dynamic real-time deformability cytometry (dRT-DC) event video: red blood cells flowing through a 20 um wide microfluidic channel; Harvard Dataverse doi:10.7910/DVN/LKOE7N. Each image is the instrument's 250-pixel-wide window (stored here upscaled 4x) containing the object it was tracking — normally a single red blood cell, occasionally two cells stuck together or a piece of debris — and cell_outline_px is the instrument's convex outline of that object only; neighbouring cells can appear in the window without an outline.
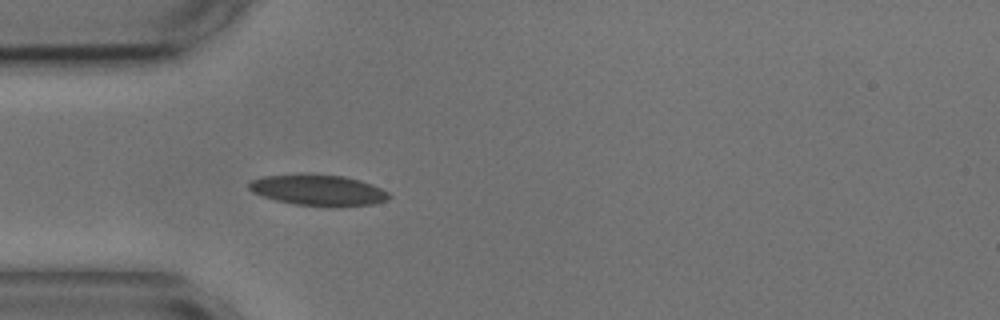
{"species": "common noctule bat (a hibernating species)", "species_latin": "Nyctalus noctula", "temperature_condition": "cold", "stored_images_in_passage": 5, "camera_frame_rate_fps": 3000, "um_per_image_px": 0.085, "animal": {"sex": "male", "body_mass_g": 17.9, "forearm_length_mm": 54.2}, "frame": {"image": 1, "passage_image": 5, "time_ms": 4.667, "image_size_px": [1000, 320], "cell_outline_px": [[392, 196], [388, 200], [372, 204], [328, 208], [292, 204], [276, 200], [252, 192], [248, 188], [248, 184], [252, 180], [260, 176], [300, 172], [312, 172], [344, 176], [360, 180], [372, 184], [388, 192]], "centroid_in_image_um": [27.03, 16.14], "position_along_channel_um": 58.0, "area_um2": 26.3}}